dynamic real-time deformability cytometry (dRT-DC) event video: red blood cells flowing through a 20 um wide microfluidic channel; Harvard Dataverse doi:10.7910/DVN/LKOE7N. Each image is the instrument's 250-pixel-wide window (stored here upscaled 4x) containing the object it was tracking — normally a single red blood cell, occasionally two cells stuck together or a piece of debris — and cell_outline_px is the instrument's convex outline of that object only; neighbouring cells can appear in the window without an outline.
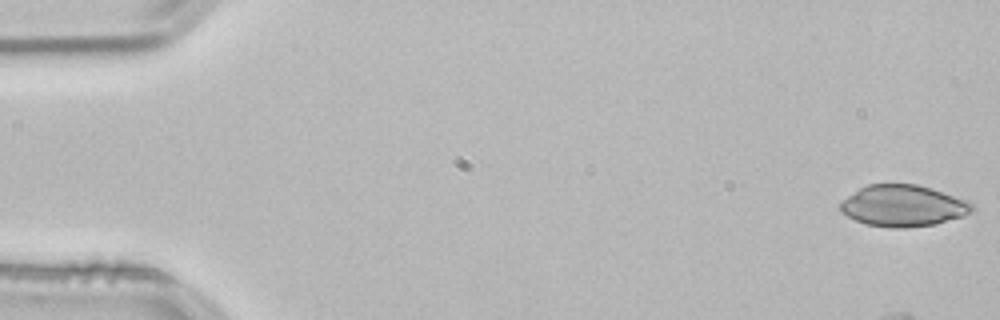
{"species": "common noctule bat (a hibernating species)", "species_latin": "Nyctalus noctula", "temperature_condition": "room temperature", "stored_images_in_passage": 40, "camera_frame_rate_fps": 3000, "um_per_image_px": 0.085, "animal": {"sex": "male", "body_mass_g": 21.5, "forearm_length_mm": 52.0}, "frame": {"image": 1, "passage_image": 1, "time_ms": 0.0, "image_size_px": [1000, 320], "cell_outline_px": [[976, 208], [972, 212], [964, 216], [936, 224], [904, 228], [888, 228], [864, 224], [840, 212], [840, 200], [860, 188], [868, 184], [916, 184], [968, 200]], "centroid_in_image_um": [76.76, 17.5], "position_along_channel_um": 8.2, "area_um2": 32.02}}